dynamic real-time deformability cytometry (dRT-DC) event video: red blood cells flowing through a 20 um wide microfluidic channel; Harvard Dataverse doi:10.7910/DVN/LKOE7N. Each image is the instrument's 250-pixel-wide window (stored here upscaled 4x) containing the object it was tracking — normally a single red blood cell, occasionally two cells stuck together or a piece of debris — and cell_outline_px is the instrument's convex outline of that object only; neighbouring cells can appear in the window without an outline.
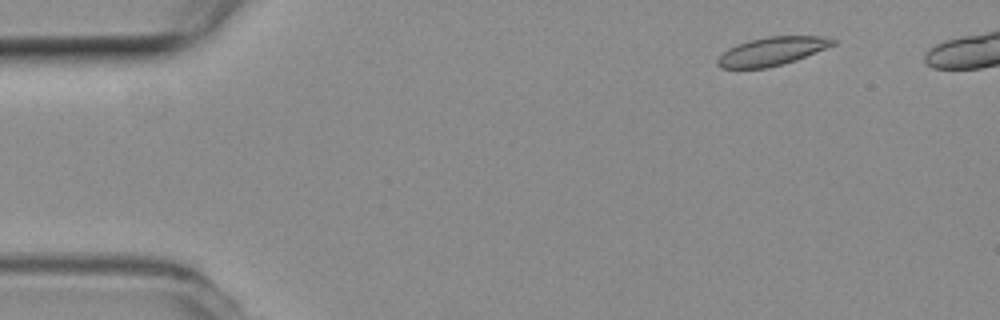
{"species": "common noctule bat (a hibernating species)", "species_latin": "Nyctalus noctula", "temperature_condition": "room temperature", "stored_images_in_passage": 4, "camera_frame_rate_fps": 3000, "um_per_image_px": 0.085, "animal": {"sex": "female", "body_mass_g": 19.3, "forearm_length_mm": 54.1}, "frame": {"image": 1, "passage_image": 1, "time_ms": 0.0, "image_size_px": [1000, 320], "cell_outline_px": [[836, 44], [784, 64], [768, 68], [720, 68], [716, 64], [716, 60], [728, 48], [736, 44], [748, 40], [768, 36], [824, 36], [836, 40]], "centroid_in_image_um": [65.59, 4.35], "position_along_channel_um": 19.4, "area_um2": 19.07}}